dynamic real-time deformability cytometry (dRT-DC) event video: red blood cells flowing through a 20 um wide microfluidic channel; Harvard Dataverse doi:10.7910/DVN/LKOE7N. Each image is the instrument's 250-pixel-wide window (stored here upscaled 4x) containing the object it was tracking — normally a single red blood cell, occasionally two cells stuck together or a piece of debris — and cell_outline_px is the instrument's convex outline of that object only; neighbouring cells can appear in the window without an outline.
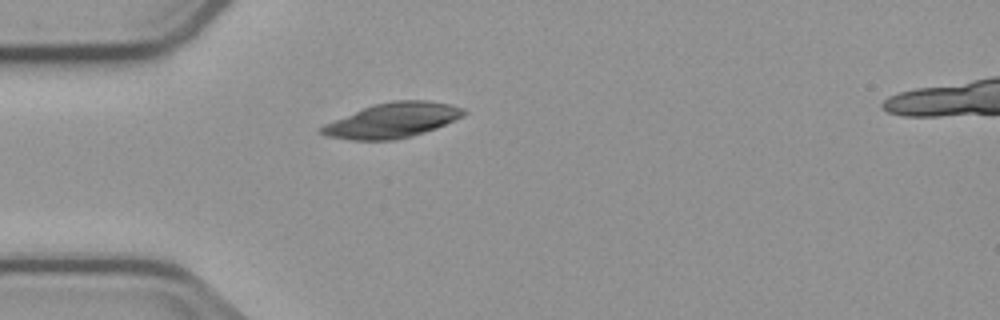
{"species": "common noctule bat (a hibernating species)", "species_latin": "Nyctalus noctula", "temperature_condition": "cold", "stored_images_in_passage": 5, "segment_of_instrument_passage": [2, 2], "camera_frame_rate_fps": 3000, "um_per_image_px": 0.085, "animal": {"sex": "male", "body_mass_g": 23.1, "forearm_length_mm": 52.7}, "frame": {"image": 1, "passage_image": 5, "time_ms": 7.667, "image_size_px": [1000, 320], "cell_outline_px": [[468, 112], [464, 116], [436, 128], [412, 136], [392, 140], [348, 140], [324, 136], [316, 132], [316, 128], [324, 124], [364, 108], [376, 104], [392, 100], [428, 100], [452, 104], [464, 108]], "centroid_in_image_um": [33.34, 10.24], "position_along_channel_um": 51.7, "area_um2": 29.13}}